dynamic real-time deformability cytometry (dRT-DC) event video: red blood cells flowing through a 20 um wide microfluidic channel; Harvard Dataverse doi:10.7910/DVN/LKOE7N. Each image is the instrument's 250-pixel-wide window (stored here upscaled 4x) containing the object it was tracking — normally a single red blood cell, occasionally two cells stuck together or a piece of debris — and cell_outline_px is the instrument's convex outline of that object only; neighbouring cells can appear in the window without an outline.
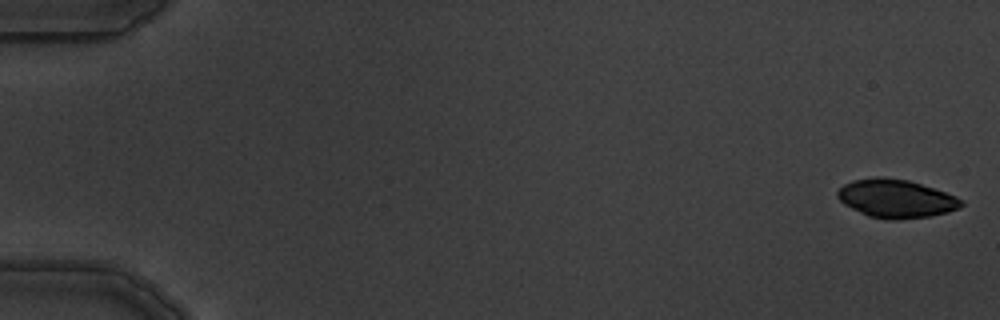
{"species": "common noctule bat (a hibernating species)", "species_latin": "Nyctalus noctula", "temperature_condition": "warm", "stored_images_in_passage": 5, "camera_frame_rate_fps": 3000, "um_per_image_px": 0.085, "animal": {"sex": "male", "body_mass_g": 19.5, "forearm_length_mm": 54.6}, "frame": {"image": 1, "passage_image": 1, "time_ms": 0.0, "image_size_px": [1000, 320], "cell_outline_px": [[964, 204], [960, 208], [948, 212], [928, 216], [896, 220], [888, 220], [868, 216], [844, 204], [836, 196], [836, 192], [844, 184], [852, 180], [876, 176], [880, 176], [908, 180], [956, 196], [964, 200]], "centroid_in_image_um": [76.15, 16.88], "position_along_channel_um": 8.9, "area_um2": 27.69}}
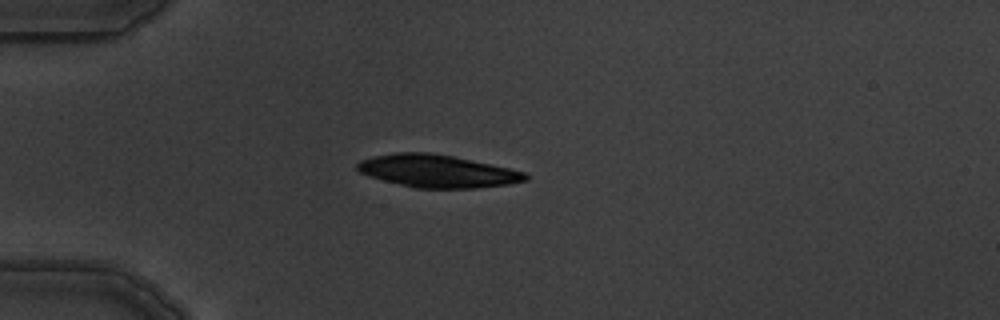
{"frame": {"image": 2, "passage_image": 5, "time_ms": 4.667, "image_size_px": [1000, 320], "cell_outline_px": [[528, 180], [508, 184], [476, 188], [416, 188], [368, 176], [360, 172], [356, 168], [356, 164], [360, 160], [376, 156], [396, 152], [428, 152], [452, 156], [508, 168], [524, 172], [528, 176]], "centroid_in_image_um": [37.15, 14.54], "position_along_channel_um": 47.9, "area_um2": 31.62}}